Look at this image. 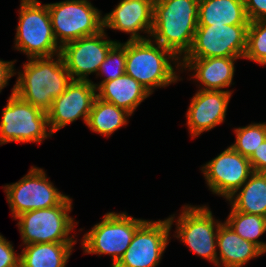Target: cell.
<instances>
[{
	"instance_id": "6da1fadb",
	"label": "cell",
	"mask_w": 266,
	"mask_h": 267,
	"mask_svg": "<svg viewBox=\"0 0 266 267\" xmlns=\"http://www.w3.org/2000/svg\"><path fill=\"white\" fill-rule=\"evenodd\" d=\"M199 0H154L153 42L179 60L190 51L198 26ZM182 57V58H181Z\"/></svg>"
},
{
	"instance_id": "7a4b0ae2",
	"label": "cell",
	"mask_w": 266,
	"mask_h": 267,
	"mask_svg": "<svg viewBox=\"0 0 266 267\" xmlns=\"http://www.w3.org/2000/svg\"><path fill=\"white\" fill-rule=\"evenodd\" d=\"M23 68V72H18L14 93L47 113L53 100L72 82L61 54H57L56 58H29L28 62L23 64Z\"/></svg>"
},
{
	"instance_id": "3957f363",
	"label": "cell",
	"mask_w": 266,
	"mask_h": 267,
	"mask_svg": "<svg viewBox=\"0 0 266 267\" xmlns=\"http://www.w3.org/2000/svg\"><path fill=\"white\" fill-rule=\"evenodd\" d=\"M180 61L170 50L153 43L151 37L142 41H126L125 74L138 81L150 94L155 88L181 80L172 66L174 63L178 70L181 69Z\"/></svg>"
},
{
	"instance_id": "277c9868",
	"label": "cell",
	"mask_w": 266,
	"mask_h": 267,
	"mask_svg": "<svg viewBox=\"0 0 266 267\" xmlns=\"http://www.w3.org/2000/svg\"><path fill=\"white\" fill-rule=\"evenodd\" d=\"M15 48L28 58L50 57L60 53L55 40L47 4L39 0H21Z\"/></svg>"
},
{
	"instance_id": "5b68a950",
	"label": "cell",
	"mask_w": 266,
	"mask_h": 267,
	"mask_svg": "<svg viewBox=\"0 0 266 267\" xmlns=\"http://www.w3.org/2000/svg\"><path fill=\"white\" fill-rule=\"evenodd\" d=\"M72 199L67 196L59 205L24 212L15 218L24 245L35 243H76L69 236L76 224L69 216Z\"/></svg>"
},
{
	"instance_id": "8992f818",
	"label": "cell",
	"mask_w": 266,
	"mask_h": 267,
	"mask_svg": "<svg viewBox=\"0 0 266 267\" xmlns=\"http://www.w3.org/2000/svg\"><path fill=\"white\" fill-rule=\"evenodd\" d=\"M145 221L125 212L106 213L102 221L83 235L81 245L84 253L111 255V267L114 266L128 249L136 230Z\"/></svg>"
},
{
	"instance_id": "52a82bcc",
	"label": "cell",
	"mask_w": 266,
	"mask_h": 267,
	"mask_svg": "<svg viewBox=\"0 0 266 267\" xmlns=\"http://www.w3.org/2000/svg\"><path fill=\"white\" fill-rule=\"evenodd\" d=\"M47 113L22 100L14 93L4 109L0 122V145L8 142L41 143L52 136ZM49 130V131H48Z\"/></svg>"
},
{
	"instance_id": "ba28073f",
	"label": "cell",
	"mask_w": 266,
	"mask_h": 267,
	"mask_svg": "<svg viewBox=\"0 0 266 267\" xmlns=\"http://www.w3.org/2000/svg\"><path fill=\"white\" fill-rule=\"evenodd\" d=\"M52 30L58 45L91 36L103 30L101 11L88 0H65L48 3Z\"/></svg>"
},
{
	"instance_id": "9c48e42d",
	"label": "cell",
	"mask_w": 266,
	"mask_h": 267,
	"mask_svg": "<svg viewBox=\"0 0 266 267\" xmlns=\"http://www.w3.org/2000/svg\"><path fill=\"white\" fill-rule=\"evenodd\" d=\"M182 209L174 237L186 244L190 251L216 265L217 234L221 222L215 220L208 206L184 205Z\"/></svg>"
},
{
	"instance_id": "30bf717a",
	"label": "cell",
	"mask_w": 266,
	"mask_h": 267,
	"mask_svg": "<svg viewBox=\"0 0 266 267\" xmlns=\"http://www.w3.org/2000/svg\"><path fill=\"white\" fill-rule=\"evenodd\" d=\"M3 188L14 220L27 211L57 206L67 197L55 188L42 168L34 166L18 182Z\"/></svg>"
},
{
	"instance_id": "8fae6325",
	"label": "cell",
	"mask_w": 266,
	"mask_h": 267,
	"mask_svg": "<svg viewBox=\"0 0 266 267\" xmlns=\"http://www.w3.org/2000/svg\"><path fill=\"white\" fill-rule=\"evenodd\" d=\"M249 25L197 26L190 51L183 59L243 58Z\"/></svg>"
},
{
	"instance_id": "7c38bea8",
	"label": "cell",
	"mask_w": 266,
	"mask_h": 267,
	"mask_svg": "<svg viewBox=\"0 0 266 267\" xmlns=\"http://www.w3.org/2000/svg\"><path fill=\"white\" fill-rule=\"evenodd\" d=\"M174 217L146 220L136 230L126 252L112 267H156L169 243Z\"/></svg>"
},
{
	"instance_id": "4fadbf2b",
	"label": "cell",
	"mask_w": 266,
	"mask_h": 267,
	"mask_svg": "<svg viewBox=\"0 0 266 267\" xmlns=\"http://www.w3.org/2000/svg\"><path fill=\"white\" fill-rule=\"evenodd\" d=\"M206 184L213 194L228 199L254 172L249 158L231 146L202 166Z\"/></svg>"
},
{
	"instance_id": "5bb4252c",
	"label": "cell",
	"mask_w": 266,
	"mask_h": 267,
	"mask_svg": "<svg viewBox=\"0 0 266 267\" xmlns=\"http://www.w3.org/2000/svg\"><path fill=\"white\" fill-rule=\"evenodd\" d=\"M105 29L91 36H85L61 47L65 67L72 80L87 81L88 75L98 73L111 47L118 41L106 40Z\"/></svg>"
},
{
	"instance_id": "9a60e30c",
	"label": "cell",
	"mask_w": 266,
	"mask_h": 267,
	"mask_svg": "<svg viewBox=\"0 0 266 267\" xmlns=\"http://www.w3.org/2000/svg\"><path fill=\"white\" fill-rule=\"evenodd\" d=\"M96 96V87L91 80H72L66 90L53 100L47 112L52 134L80 117L86 124Z\"/></svg>"
},
{
	"instance_id": "2e32d148",
	"label": "cell",
	"mask_w": 266,
	"mask_h": 267,
	"mask_svg": "<svg viewBox=\"0 0 266 267\" xmlns=\"http://www.w3.org/2000/svg\"><path fill=\"white\" fill-rule=\"evenodd\" d=\"M233 91L199 89L192 97L186 113L192 138L223 123Z\"/></svg>"
},
{
	"instance_id": "e0dca14e",
	"label": "cell",
	"mask_w": 266,
	"mask_h": 267,
	"mask_svg": "<svg viewBox=\"0 0 266 267\" xmlns=\"http://www.w3.org/2000/svg\"><path fill=\"white\" fill-rule=\"evenodd\" d=\"M154 0H121L119 4L103 16V29L111 28L130 33L128 41L150 39L140 35V31L151 36L153 26Z\"/></svg>"
},
{
	"instance_id": "ac0fdd59",
	"label": "cell",
	"mask_w": 266,
	"mask_h": 267,
	"mask_svg": "<svg viewBox=\"0 0 266 267\" xmlns=\"http://www.w3.org/2000/svg\"><path fill=\"white\" fill-rule=\"evenodd\" d=\"M239 58L210 57L201 59H181V68L194 70L192 78L197 79L202 90L225 91L232 85L235 72L234 61Z\"/></svg>"
},
{
	"instance_id": "d6986e66",
	"label": "cell",
	"mask_w": 266,
	"mask_h": 267,
	"mask_svg": "<svg viewBox=\"0 0 266 267\" xmlns=\"http://www.w3.org/2000/svg\"><path fill=\"white\" fill-rule=\"evenodd\" d=\"M217 247L219 248L217 267H242L249 260L264 254L257 245L235 233L226 222H221L219 226Z\"/></svg>"
},
{
	"instance_id": "ffe728a7",
	"label": "cell",
	"mask_w": 266,
	"mask_h": 267,
	"mask_svg": "<svg viewBox=\"0 0 266 267\" xmlns=\"http://www.w3.org/2000/svg\"><path fill=\"white\" fill-rule=\"evenodd\" d=\"M96 92L98 98L126 110L131 115L141 102L151 95L138 81L127 74L103 82Z\"/></svg>"
},
{
	"instance_id": "44dd1931",
	"label": "cell",
	"mask_w": 266,
	"mask_h": 267,
	"mask_svg": "<svg viewBox=\"0 0 266 267\" xmlns=\"http://www.w3.org/2000/svg\"><path fill=\"white\" fill-rule=\"evenodd\" d=\"M198 26L249 25L244 0H199Z\"/></svg>"
},
{
	"instance_id": "7402d4cb",
	"label": "cell",
	"mask_w": 266,
	"mask_h": 267,
	"mask_svg": "<svg viewBox=\"0 0 266 267\" xmlns=\"http://www.w3.org/2000/svg\"><path fill=\"white\" fill-rule=\"evenodd\" d=\"M227 200L236 211L266 217V173L253 172Z\"/></svg>"
},
{
	"instance_id": "603a6c76",
	"label": "cell",
	"mask_w": 266,
	"mask_h": 267,
	"mask_svg": "<svg viewBox=\"0 0 266 267\" xmlns=\"http://www.w3.org/2000/svg\"><path fill=\"white\" fill-rule=\"evenodd\" d=\"M75 243H35L25 245L20 267H65Z\"/></svg>"
},
{
	"instance_id": "cb8c5ba5",
	"label": "cell",
	"mask_w": 266,
	"mask_h": 267,
	"mask_svg": "<svg viewBox=\"0 0 266 267\" xmlns=\"http://www.w3.org/2000/svg\"><path fill=\"white\" fill-rule=\"evenodd\" d=\"M129 116L131 114L126 110L96 96L86 125L91 131L109 137L118 128L127 125Z\"/></svg>"
},
{
	"instance_id": "d4e9b609",
	"label": "cell",
	"mask_w": 266,
	"mask_h": 267,
	"mask_svg": "<svg viewBox=\"0 0 266 267\" xmlns=\"http://www.w3.org/2000/svg\"><path fill=\"white\" fill-rule=\"evenodd\" d=\"M225 222L244 240L254 243L266 253V243L258 240L266 232V217L239 212L231 206Z\"/></svg>"
},
{
	"instance_id": "484cf974",
	"label": "cell",
	"mask_w": 266,
	"mask_h": 267,
	"mask_svg": "<svg viewBox=\"0 0 266 267\" xmlns=\"http://www.w3.org/2000/svg\"><path fill=\"white\" fill-rule=\"evenodd\" d=\"M236 141L230 145L236 152L250 158L259 145L266 140V123H253L235 128Z\"/></svg>"
},
{
	"instance_id": "4316f807",
	"label": "cell",
	"mask_w": 266,
	"mask_h": 267,
	"mask_svg": "<svg viewBox=\"0 0 266 267\" xmlns=\"http://www.w3.org/2000/svg\"><path fill=\"white\" fill-rule=\"evenodd\" d=\"M243 58L266 65V20L249 23L247 47Z\"/></svg>"
},
{
	"instance_id": "83f0119b",
	"label": "cell",
	"mask_w": 266,
	"mask_h": 267,
	"mask_svg": "<svg viewBox=\"0 0 266 267\" xmlns=\"http://www.w3.org/2000/svg\"><path fill=\"white\" fill-rule=\"evenodd\" d=\"M125 64H126V42L120 43L116 42L108 54L106 55L105 60L101 64L97 76L102 74L105 76L104 79L99 84L93 85L96 89L103 83L108 80H114L117 77H120L125 74Z\"/></svg>"
},
{
	"instance_id": "f1b7e54d",
	"label": "cell",
	"mask_w": 266,
	"mask_h": 267,
	"mask_svg": "<svg viewBox=\"0 0 266 267\" xmlns=\"http://www.w3.org/2000/svg\"><path fill=\"white\" fill-rule=\"evenodd\" d=\"M0 267H20V254H16L8 240L0 234Z\"/></svg>"
},
{
	"instance_id": "f546056e",
	"label": "cell",
	"mask_w": 266,
	"mask_h": 267,
	"mask_svg": "<svg viewBox=\"0 0 266 267\" xmlns=\"http://www.w3.org/2000/svg\"><path fill=\"white\" fill-rule=\"evenodd\" d=\"M248 20H266V0H244Z\"/></svg>"
},
{
	"instance_id": "4dcf8cb0",
	"label": "cell",
	"mask_w": 266,
	"mask_h": 267,
	"mask_svg": "<svg viewBox=\"0 0 266 267\" xmlns=\"http://www.w3.org/2000/svg\"><path fill=\"white\" fill-rule=\"evenodd\" d=\"M249 161L254 172L266 173V140L254 151Z\"/></svg>"
},
{
	"instance_id": "1f68e13d",
	"label": "cell",
	"mask_w": 266,
	"mask_h": 267,
	"mask_svg": "<svg viewBox=\"0 0 266 267\" xmlns=\"http://www.w3.org/2000/svg\"><path fill=\"white\" fill-rule=\"evenodd\" d=\"M14 62L15 61L0 60V92L8 85V80L16 74L14 70Z\"/></svg>"
}]
</instances>
